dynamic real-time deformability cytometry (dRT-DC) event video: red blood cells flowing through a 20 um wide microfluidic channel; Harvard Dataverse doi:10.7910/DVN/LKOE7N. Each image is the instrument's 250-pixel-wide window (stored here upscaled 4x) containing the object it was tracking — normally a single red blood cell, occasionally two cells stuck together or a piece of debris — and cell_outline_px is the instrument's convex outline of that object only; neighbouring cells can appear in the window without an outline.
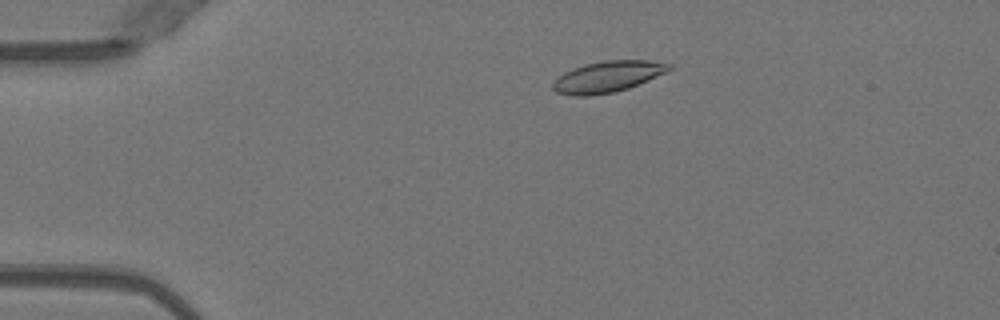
{"species": "Egyptian fruit bat (a non-hibernating species)", "species_latin": "Rousettus aegyptiacus", "temperature_condition": "warm", "stored_images_in_passage": 50, "camera_frame_rate_fps": 3000, "um_per_image_px": 0.085, "animal": {"sex": "female"}, "frame": {"image": 1, "passage_image": 9, "time_ms": 2.667, "image_size_px": [1000, 320], "cell_outline_px": [[672, 68], [668, 72], [628, 88], [612, 92], [588, 96], [572, 96], [556, 92], [552, 88], [552, 80], [564, 72], [572, 68], [584, 64], [604, 60], [652, 60], [672, 64]], "centroid_in_image_um": [51.63, 6.51], "position_along_channel_um": 33.4, "area_um2": 21.33}}
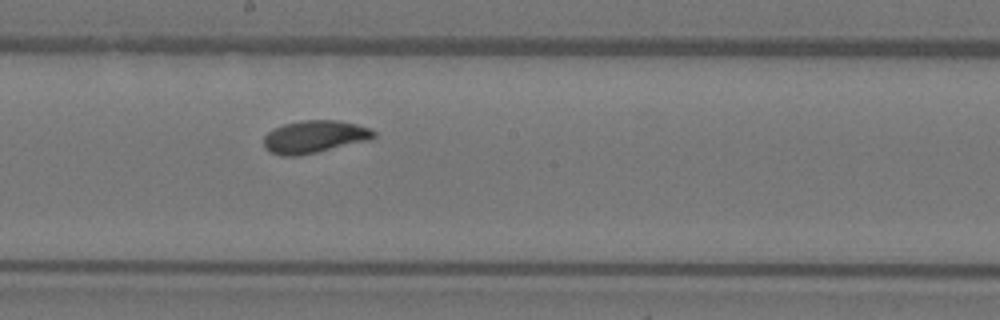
{"frame": {"image": 2, "passage_image": 27, "time_ms": 8.667, "image_size_px": [1000, 320], "cell_outline_px": [[376, 136], [364, 140], [316, 152], [296, 156], [280, 156], [268, 152], [264, 148], [264, 136], [272, 128], [284, 124], [300, 120], [340, 120], [372, 128], [376, 132]], "centroid_in_image_um": [26.66, 11.61], "position_along_channel_um": 221.5, "area_um2": 20.81}}
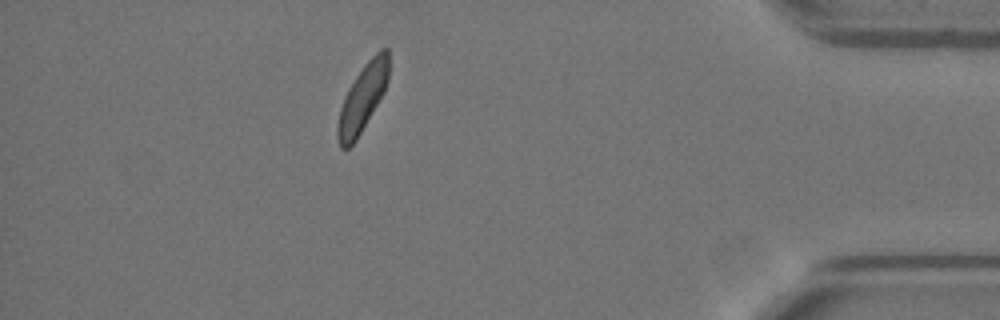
{"frame": {"image": 3, "passage_image": 44, "time_ms": 14.333, "image_size_px": [1000, 320], "cell_outline_px": [[388, 80], [384, 92], [356, 140], [348, 148], [340, 148], [336, 136], [336, 128], [340, 108], [344, 96], [348, 88], [364, 64], [380, 48], [388, 48]], "centroid_in_image_um": [30.79, 8.34], "position_along_channel_um": 404.4, "area_um2": 19.88}, "authors_computed_cell_mechanics": {"area_um2": 20.4901, "velocity_mm_per_s": 3.9835, "shape_relaxation_time_tau1_ms": 2.519, "shape_relaxation_time_tau2_ms": 3.5352, "deformation_change_tau1": 0.1155, "deformation_change_tau2": 0.0864}}